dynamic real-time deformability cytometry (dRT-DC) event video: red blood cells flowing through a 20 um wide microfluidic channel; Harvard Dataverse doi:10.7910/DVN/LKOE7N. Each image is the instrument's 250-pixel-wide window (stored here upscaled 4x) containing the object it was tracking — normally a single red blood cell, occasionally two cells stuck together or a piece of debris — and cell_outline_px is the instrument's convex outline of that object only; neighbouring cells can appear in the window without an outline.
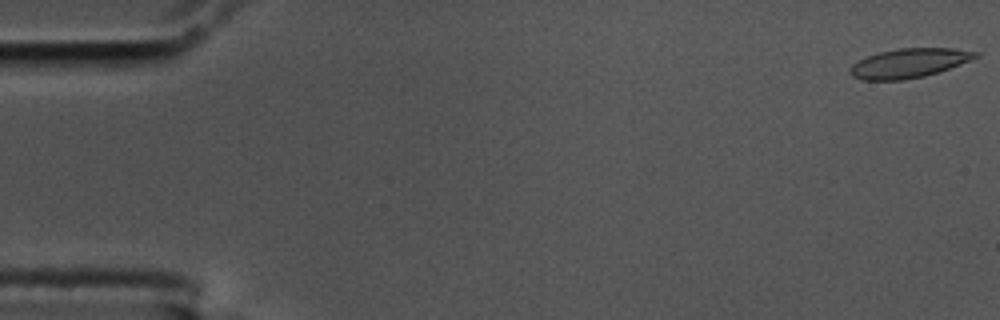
{"species": "common noctule bat (a hibernating species)", "species_latin": "Nyctalus noctula", "temperature_condition": "cold", "stored_images_in_passage": 56, "camera_frame_rate_fps": 3000, "um_per_image_px": 0.085, "animal": {"sex": "male", "body_mass_g": 17.5, "forearm_length_mm": 52.3}, "frame": {"image": 1, "passage_image": 1, "time_ms": 0.0, "image_size_px": [1000, 320], "cell_outline_px": [[980, 56], [960, 64], [924, 76], [904, 80], [864, 80], [852, 76], [848, 72], [848, 68], [852, 64], [868, 56], [880, 52], [896, 48], [952, 48], [980, 52]], "centroid_in_image_um": [77.25, 5.36], "position_along_channel_um": 7.8, "area_um2": 21.33}}
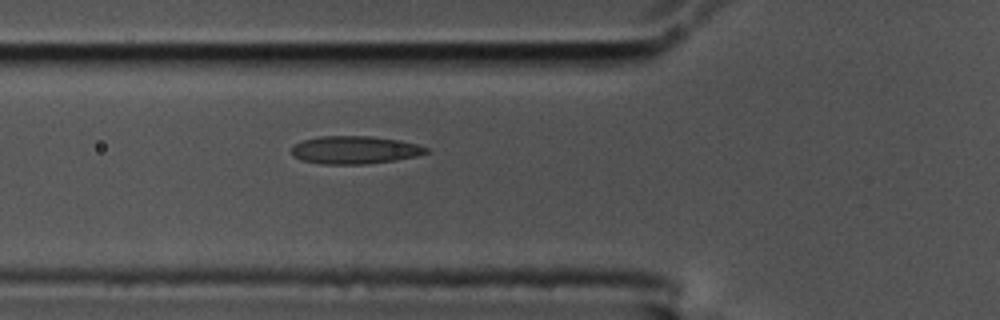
{"frame": {"image": 2, "passage_image": 20, "time_ms": 6.333, "image_size_px": [1000, 320], "cell_outline_px": [[432, 152], [416, 156], [392, 160], [364, 164], [320, 164], [300, 160], [292, 156], [292, 148], [300, 140], [320, 136], [368, 136], [400, 140], [416, 144], [428, 148]], "centroid_in_image_um": [30.13, 12.74], "position_along_channel_um": 95.7, "area_um2": 21.91}}
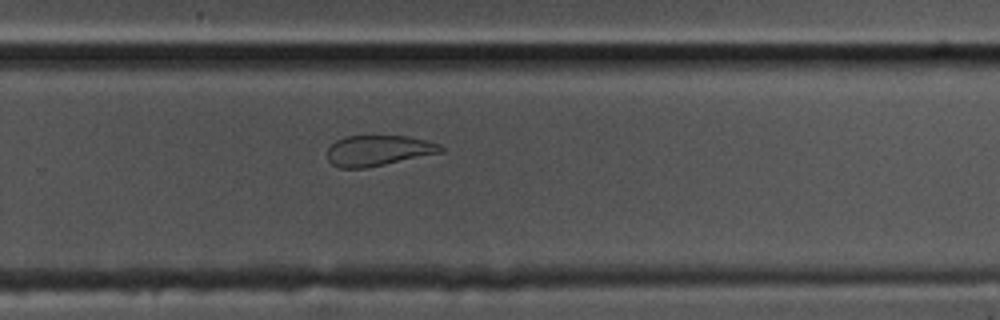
{"frame": {"image": 3, "passage_image": 37, "time_ms": 12.0, "image_size_px": [1000, 320], "cell_outline_px": [[444, 152], [368, 168], [340, 168], [332, 164], [328, 160], [328, 148], [336, 140], [344, 136], [408, 136], [440, 144], [444, 148]], "centroid_in_image_um": [32.17, 12.8], "position_along_channel_um": 297.6, "area_um2": 20.35}, "authors_computed_cell_mechanics": {"area_um2": 21.8195, "velocity_mm_per_s": 3.5663, "shape_relaxation_time_tau1_ms": null, "shape_relaxation_time_tau2_ms": 2.426, "deformation_change_tau1": null, "deformation_change_tau2": 0.0839}}